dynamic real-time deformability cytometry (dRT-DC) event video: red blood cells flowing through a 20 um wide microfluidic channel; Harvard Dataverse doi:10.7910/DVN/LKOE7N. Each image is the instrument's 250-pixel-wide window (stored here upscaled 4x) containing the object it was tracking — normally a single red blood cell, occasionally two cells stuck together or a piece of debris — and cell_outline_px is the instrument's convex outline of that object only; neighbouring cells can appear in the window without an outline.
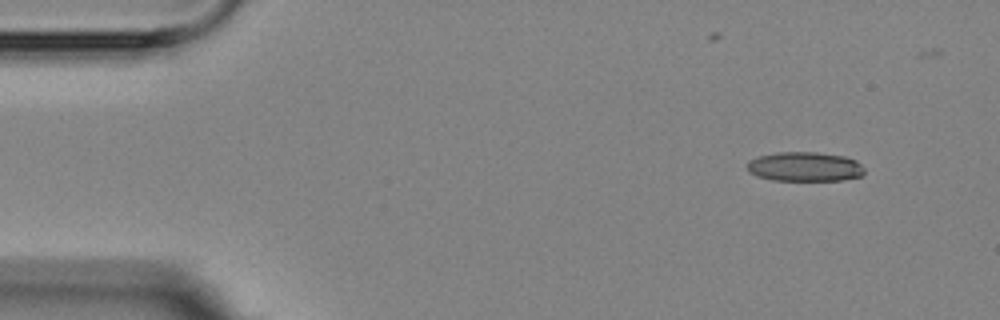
{"species": "Egyptian fruit bat (a non-hibernating species)", "species_latin": "Rousettus aegyptiacus", "temperature_condition": "room temperature", "stored_images_in_passage": 6, "segment_of_instrument_passage": [2, 2], "camera_frame_rate_fps": 3000, "um_per_image_px": 0.085, "animal": {"sex": "female"}, "frame": {"image": 1, "passage_image": 6, "time_ms": 6.0, "image_size_px": [1000, 320], "cell_outline_px": [[864, 172], [860, 176], [844, 180], [772, 180], [756, 176], [748, 172], [748, 160], [760, 156], [776, 152], [816, 152], [844, 156], [856, 160], [864, 168]], "centroid_in_image_um": [68.39, 14.17], "position_along_channel_um": 16.6, "area_um2": 20.11}}